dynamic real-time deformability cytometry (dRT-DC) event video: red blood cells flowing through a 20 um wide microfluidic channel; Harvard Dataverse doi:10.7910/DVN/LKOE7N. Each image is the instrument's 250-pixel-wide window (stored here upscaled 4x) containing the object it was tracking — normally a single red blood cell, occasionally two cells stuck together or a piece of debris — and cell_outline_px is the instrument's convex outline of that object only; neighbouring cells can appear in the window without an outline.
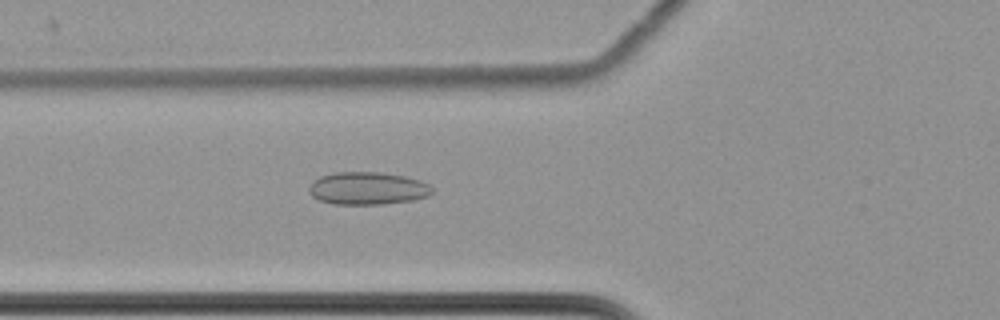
{"species": "common noctule bat (a hibernating species)", "species_latin": "Nyctalus noctula", "temperature_condition": "cold", "stored_images_in_passage": 44, "camera_frame_rate_fps": 3000, "um_per_image_px": 0.085, "animal": {"sex": "female", "body_mass_g": 22.7, "forearm_length_mm": 54.2}, "frame": {"image": 1, "passage_image": 8, "time_ms": 2.333, "image_size_px": [1000, 320], "cell_outline_px": [[432, 192], [428, 196], [412, 200], [384, 204], [332, 204], [320, 200], [312, 196], [308, 192], [308, 188], [312, 180], [320, 176], [336, 172], [380, 172], [404, 176], [420, 180], [428, 184], [432, 188]], "centroid_in_image_um": [31.21, 16.01], "position_along_channel_um": 94.6, "area_um2": 23.52}}
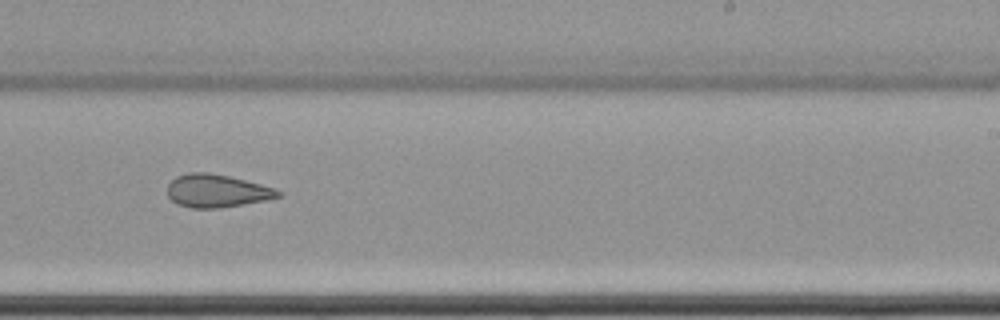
{"frame": {"image": 2, "passage_image": 23, "time_ms": 7.333, "image_size_px": [1000, 320], "cell_outline_px": [[280, 196], [264, 200], [244, 204], [220, 208], [192, 208], [176, 204], [168, 196], [168, 184], [176, 176], [188, 172], [208, 172], [228, 176], [260, 184], [272, 188], [280, 192]], "centroid_in_image_um": [18.36, 16.22], "position_along_channel_um": 270.6, "area_um2": 21.04}}
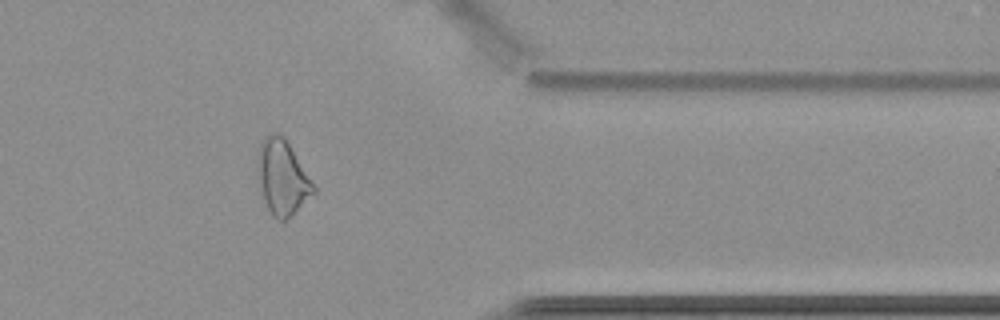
{"frame": {"image": 3, "passage_image": 34, "time_ms": 11.0, "image_size_px": [1000, 320], "cell_outline_px": [[316, 192], [284, 220], [280, 220], [272, 216], [264, 200], [256, 176], [256, 152], [264, 136], [268, 132], [276, 132], [284, 136], [316, 188]], "centroid_in_image_um": [23.93, 15.01], "position_along_channel_um": 387.5, "area_um2": 24.45}, "authors_computed_cell_mechanics": {"area_um2": 22.6865, "velocity_mm_per_s": 3.522, "shape_relaxation_time_tau1_ms": null, "shape_relaxation_time_tau2_ms": 5.2304, "deformation_change_tau1": null, "deformation_change_tau2": 0.1147}}